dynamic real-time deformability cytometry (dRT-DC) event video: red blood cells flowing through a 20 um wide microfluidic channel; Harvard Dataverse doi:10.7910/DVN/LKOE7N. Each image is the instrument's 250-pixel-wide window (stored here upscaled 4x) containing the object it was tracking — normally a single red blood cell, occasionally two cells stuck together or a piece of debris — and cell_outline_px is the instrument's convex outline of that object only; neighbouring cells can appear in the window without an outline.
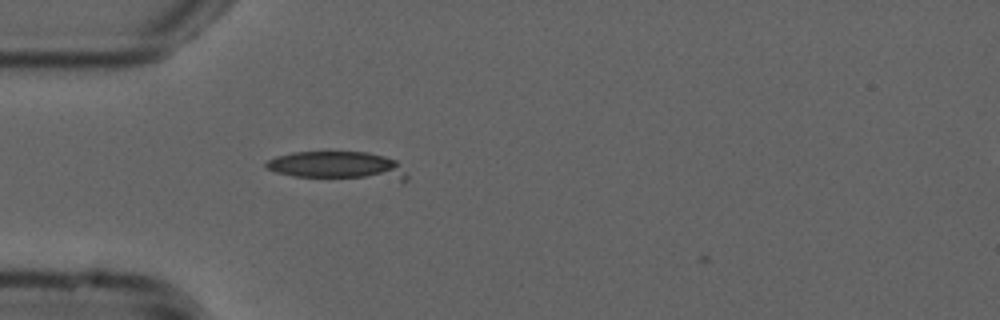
{"species": "common noctule bat (a hibernating species)", "species_latin": "Nyctalus noctula", "temperature_condition": "cold", "stored_images_in_passage": 5, "camera_frame_rate_fps": 3000, "um_per_image_px": 0.085, "animal": {"sex": "male", "forearm_length_mm": 52.5}, "frame": {"image": 1, "passage_image": 4, "time_ms": 1.0, "image_size_px": [1000, 320], "cell_outline_px": [[408, 180], [400, 180], [292, 176], [276, 172], [268, 168], [264, 164], [268, 160], [276, 156], [292, 152], [368, 152], [384, 156], [396, 160], [408, 176]], "centroid_in_image_um": [28.7, 14.07], "position_along_channel_um": 56.3, "area_um2": 22.89}}